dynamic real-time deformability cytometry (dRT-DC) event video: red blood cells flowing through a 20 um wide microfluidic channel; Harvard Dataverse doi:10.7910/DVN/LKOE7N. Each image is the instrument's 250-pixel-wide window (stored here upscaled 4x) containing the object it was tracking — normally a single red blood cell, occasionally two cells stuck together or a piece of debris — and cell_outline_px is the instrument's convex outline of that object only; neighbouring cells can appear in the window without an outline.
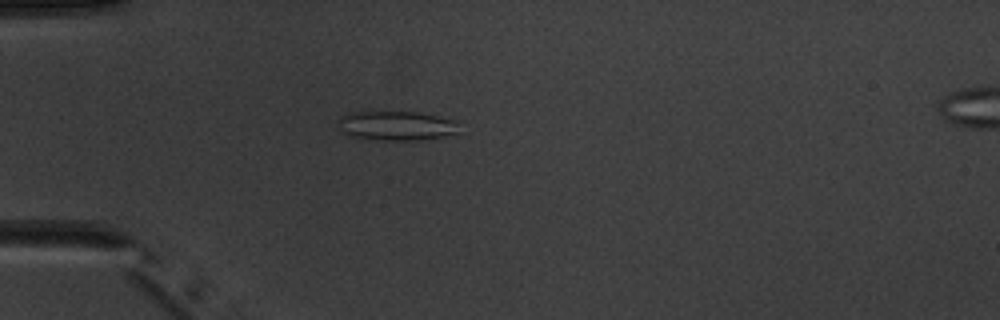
{"species": "common noctule bat (a hibernating species)", "species_latin": "Nyctalus noctula", "temperature_condition": "warm", "stored_images_in_passage": 3, "camera_frame_rate_fps": 3000, "um_per_image_px": 0.085, "animal": {"sex": "male", "body_mass_g": 20.1, "forearm_length_mm": 53.5}, "frame": {"image": 1, "passage_image": 2, "time_ms": 1.333, "image_size_px": [1000, 320], "cell_outline_px": [[460, 132], [428, 140], [384, 140], [352, 136], [340, 132], [336, 124], [336, 120], [340, 116], [348, 112], [420, 112], [460, 120]], "centroid_in_image_um": [33.74, 10.68], "position_along_channel_um": 51.3, "area_um2": 21.39}}